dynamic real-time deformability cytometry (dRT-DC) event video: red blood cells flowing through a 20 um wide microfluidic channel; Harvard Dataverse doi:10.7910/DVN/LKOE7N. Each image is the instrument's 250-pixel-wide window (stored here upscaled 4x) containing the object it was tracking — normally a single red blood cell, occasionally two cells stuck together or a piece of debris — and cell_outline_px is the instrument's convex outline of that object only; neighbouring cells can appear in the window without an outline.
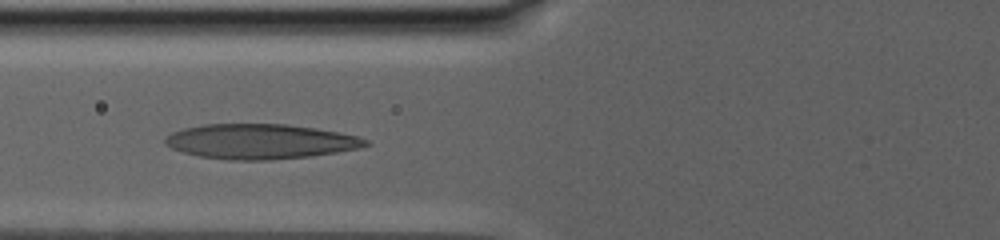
{"species": "human", "species_latin": "Homo sapiens", "temperature_condition": "warm", "stored_images_in_passage": 33, "camera_frame_rate_fps": 3000, "um_per_image_px": 0.085, "donor": {"sex": "male"}, "frame": {"image": 1, "passage_image": 32, "time_ms": 6.667, "image_size_px": [1000, 240], "cell_outline_px": [[372, 144], [360, 148], [312, 156], [272, 160], [228, 160], [200, 156], [184, 152], [172, 148], [164, 144], [164, 140], [172, 132], [184, 128], [204, 124], [284, 124], [316, 128], [356, 136], [368, 140]], "centroid_in_image_um": [22.13, 12.03], "position_along_channel_um": 103.7, "area_um2": 40.75}}